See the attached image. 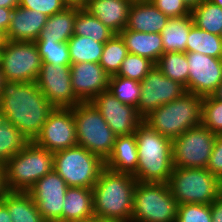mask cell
<instances>
[{"label":"cell","instance_id":"cell-1","mask_svg":"<svg viewBox=\"0 0 222 222\" xmlns=\"http://www.w3.org/2000/svg\"><path fill=\"white\" fill-rule=\"evenodd\" d=\"M53 109L36 82L4 81L0 117L14 125L28 141H34L40 134Z\"/></svg>","mask_w":222,"mask_h":222},{"label":"cell","instance_id":"cell-2","mask_svg":"<svg viewBox=\"0 0 222 222\" xmlns=\"http://www.w3.org/2000/svg\"><path fill=\"white\" fill-rule=\"evenodd\" d=\"M136 184L132 174L104 168L92 188L95 218L103 222H131Z\"/></svg>","mask_w":222,"mask_h":222},{"label":"cell","instance_id":"cell-3","mask_svg":"<svg viewBox=\"0 0 222 222\" xmlns=\"http://www.w3.org/2000/svg\"><path fill=\"white\" fill-rule=\"evenodd\" d=\"M138 163L137 182L167 183L174 168L172 140L142 122L135 131Z\"/></svg>","mask_w":222,"mask_h":222},{"label":"cell","instance_id":"cell-4","mask_svg":"<svg viewBox=\"0 0 222 222\" xmlns=\"http://www.w3.org/2000/svg\"><path fill=\"white\" fill-rule=\"evenodd\" d=\"M54 169L53 153L29 141L25 147L4 164L6 191L28 192Z\"/></svg>","mask_w":222,"mask_h":222},{"label":"cell","instance_id":"cell-5","mask_svg":"<svg viewBox=\"0 0 222 222\" xmlns=\"http://www.w3.org/2000/svg\"><path fill=\"white\" fill-rule=\"evenodd\" d=\"M202 100V96L185 92L181 97L151 111L143 122L173 140L186 130L201 125Z\"/></svg>","mask_w":222,"mask_h":222},{"label":"cell","instance_id":"cell-6","mask_svg":"<svg viewBox=\"0 0 222 222\" xmlns=\"http://www.w3.org/2000/svg\"><path fill=\"white\" fill-rule=\"evenodd\" d=\"M167 184L179 205H210L222 194V181L206 168L174 167Z\"/></svg>","mask_w":222,"mask_h":222},{"label":"cell","instance_id":"cell-7","mask_svg":"<svg viewBox=\"0 0 222 222\" xmlns=\"http://www.w3.org/2000/svg\"><path fill=\"white\" fill-rule=\"evenodd\" d=\"M72 111L77 145L83 146L105 162L113 151L116 135L91 102H80Z\"/></svg>","mask_w":222,"mask_h":222},{"label":"cell","instance_id":"cell-8","mask_svg":"<svg viewBox=\"0 0 222 222\" xmlns=\"http://www.w3.org/2000/svg\"><path fill=\"white\" fill-rule=\"evenodd\" d=\"M178 205L167 183L137 182L131 222H173Z\"/></svg>","mask_w":222,"mask_h":222},{"label":"cell","instance_id":"cell-9","mask_svg":"<svg viewBox=\"0 0 222 222\" xmlns=\"http://www.w3.org/2000/svg\"><path fill=\"white\" fill-rule=\"evenodd\" d=\"M54 170L66 182L68 187L92 189L105 162L96 154L76 145L53 153Z\"/></svg>","mask_w":222,"mask_h":222},{"label":"cell","instance_id":"cell-10","mask_svg":"<svg viewBox=\"0 0 222 222\" xmlns=\"http://www.w3.org/2000/svg\"><path fill=\"white\" fill-rule=\"evenodd\" d=\"M41 66L35 42L5 40L0 48V68L5 81L36 82Z\"/></svg>","mask_w":222,"mask_h":222},{"label":"cell","instance_id":"cell-11","mask_svg":"<svg viewBox=\"0 0 222 222\" xmlns=\"http://www.w3.org/2000/svg\"><path fill=\"white\" fill-rule=\"evenodd\" d=\"M216 134L202 124L190 128L172 140L174 167L206 168Z\"/></svg>","mask_w":222,"mask_h":222},{"label":"cell","instance_id":"cell-12","mask_svg":"<svg viewBox=\"0 0 222 222\" xmlns=\"http://www.w3.org/2000/svg\"><path fill=\"white\" fill-rule=\"evenodd\" d=\"M140 87V99L136 109L142 118L187 92L185 86L166 77L156 65L140 82Z\"/></svg>","mask_w":222,"mask_h":222},{"label":"cell","instance_id":"cell-13","mask_svg":"<svg viewBox=\"0 0 222 222\" xmlns=\"http://www.w3.org/2000/svg\"><path fill=\"white\" fill-rule=\"evenodd\" d=\"M34 142L52 153L77 145L72 108H54Z\"/></svg>","mask_w":222,"mask_h":222},{"label":"cell","instance_id":"cell-14","mask_svg":"<svg viewBox=\"0 0 222 222\" xmlns=\"http://www.w3.org/2000/svg\"><path fill=\"white\" fill-rule=\"evenodd\" d=\"M36 84L54 108H73L80 103L73 93L70 66L42 63Z\"/></svg>","mask_w":222,"mask_h":222},{"label":"cell","instance_id":"cell-15","mask_svg":"<svg viewBox=\"0 0 222 222\" xmlns=\"http://www.w3.org/2000/svg\"><path fill=\"white\" fill-rule=\"evenodd\" d=\"M67 188L66 182L53 169L27 192L33 198L45 222H62V209Z\"/></svg>","mask_w":222,"mask_h":222},{"label":"cell","instance_id":"cell-16","mask_svg":"<svg viewBox=\"0 0 222 222\" xmlns=\"http://www.w3.org/2000/svg\"><path fill=\"white\" fill-rule=\"evenodd\" d=\"M189 74L188 92L197 96H211L222 82V58L198 52H186Z\"/></svg>","mask_w":222,"mask_h":222},{"label":"cell","instance_id":"cell-17","mask_svg":"<svg viewBox=\"0 0 222 222\" xmlns=\"http://www.w3.org/2000/svg\"><path fill=\"white\" fill-rule=\"evenodd\" d=\"M90 102L98 109L116 136L135 133L143 122L136 107L123 104L109 90L101 92Z\"/></svg>","mask_w":222,"mask_h":222},{"label":"cell","instance_id":"cell-18","mask_svg":"<svg viewBox=\"0 0 222 222\" xmlns=\"http://www.w3.org/2000/svg\"><path fill=\"white\" fill-rule=\"evenodd\" d=\"M73 93L80 102H90L107 91L110 75L99 63L81 62L70 65Z\"/></svg>","mask_w":222,"mask_h":222},{"label":"cell","instance_id":"cell-19","mask_svg":"<svg viewBox=\"0 0 222 222\" xmlns=\"http://www.w3.org/2000/svg\"><path fill=\"white\" fill-rule=\"evenodd\" d=\"M48 16L21 6L13 9L5 40L35 42L47 21Z\"/></svg>","mask_w":222,"mask_h":222},{"label":"cell","instance_id":"cell-20","mask_svg":"<svg viewBox=\"0 0 222 222\" xmlns=\"http://www.w3.org/2000/svg\"><path fill=\"white\" fill-rule=\"evenodd\" d=\"M169 18L150 0H134L128 13L125 29L144 33H160Z\"/></svg>","mask_w":222,"mask_h":222},{"label":"cell","instance_id":"cell-21","mask_svg":"<svg viewBox=\"0 0 222 222\" xmlns=\"http://www.w3.org/2000/svg\"><path fill=\"white\" fill-rule=\"evenodd\" d=\"M132 2L133 0H88L83 8L115 34H119L127 25Z\"/></svg>","mask_w":222,"mask_h":222},{"label":"cell","instance_id":"cell-22","mask_svg":"<svg viewBox=\"0 0 222 222\" xmlns=\"http://www.w3.org/2000/svg\"><path fill=\"white\" fill-rule=\"evenodd\" d=\"M138 148L135 134L116 136L111 155L105 168L117 173L134 174L137 170Z\"/></svg>","mask_w":222,"mask_h":222},{"label":"cell","instance_id":"cell-23","mask_svg":"<svg viewBox=\"0 0 222 222\" xmlns=\"http://www.w3.org/2000/svg\"><path fill=\"white\" fill-rule=\"evenodd\" d=\"M95 217L93 190L84 187H68L62 209V222L85 221Z\"/></svg>","mask_w":222,"mask_h":222},{"label":"cell","instance_id":"cell-24","mask_svg":"<svg viewBox=\"0 0 222 222\" xmlns=\"http://www.w3.org/2000/svg\"><path fill=\"white\" fill-rule=\"evenodd\" d=\"M119 34L125 42L128 53L146 57L155 64L164 53L160 33H144L124 29Z\"/></svg>","mask_w":222,"mask_h":222},{"label":"cell","instance_id":"cell-25","mask_svg":"<svg viewBox=\"0 0 222 222\" xmlns=\"http://www.w3.org/2000/svg\"><path fill=\"white\" fill-rule=\"evenodd\" d=\"M76 14L77 6H68L48 17L37 40L67 42L74 35Z\"/></svg>","mask_w":222,"mask_h":222},{"label":"cell","instance_id":"cell-26","mask_svg":"<svg viewBox=\"0 0 222 222\" xmlns=\"http://www.w3.org/2000/svg\"><path fill=\"white\" fill-rule=\"evenodd\" d=\"M0 201L8 208L12 222H45L27 192L6 191Z\"/></svg>","mask_w":222,"mask_h":222},{"label":"cell","instance_id":"cell-27","mask_svg":"<svg viewBox=\"0 0 222 222\" xmlns=\"http://www.w3.org/2000/svg\"><path fill=\"white\" fill-rule=\"evenodd\" d=\"M193 25L191 15L169 18L167 25L160 32L164 53L186 52L187 37Z\"/></svg>","mask_w":222,"mask_h":222},{"label":"cell","instance_id":"cell-28","mask_svg":"<svg viewBox=\"0 0 222 222\" xmlns=\"http://www.w3.org/2000/svg\"><path fill=\"white\" fill-rule=\"evenodd\" d=\"M115 33L106 27L97 17L83 7L77 6L74 35L90 37L97 42L105 43Z\"/></svg>","mask_w":222,"mask_h":222},{"label":"cell","instance_id":"cell-29","mask_svg":"<svg viewBox=\"0 0 222 222\" xmlns=\"http://www.w3.org/2000/svg\"><path fill=\"white\" fill-rule=\"evenodd\" d=\"M186 52H198L214 58H222V37L193 25L187 37Z\"/></svg>","mask_w":222,"mask_h":222},{"label":"cell","instance_id":"cell-30","mask_svg":"<svg viewBox=\"0 0 222 222\" xmlns=\"http://www.w3.org/2000/svg\"><path fill=\"white\" fill-rule=\"evenodd\" d=\"M71 64L81 62L99 63L105 43L92 40L90 37L73 35L67 41Z\"/></svg>","mask_w":222,"mask_h":222},{"label":"cell","instance_id":"cell-31","mask_svg":"<svg viewBox=\"0 0 222 222\" xmlns=\"http://www.w3.org/2000/svg\"><path fill=\"white\" fill-rule=\"evenodd\" d=\"M191 16L197 28L214 35H221L222 7L219 5L204 0L196 8L191 10Z\"/></svg>","mask_w":222,"mask_h":222},{"label":"cell","instance_id":"cell-32","mask_svg":"<svg viewBox=\"0 0 222 222\" xmlns=\"http://www.w3.org/2000/svg\"><path fill=\"white\" fill-rule=\"evenodd\" d=\"M155 65L166 77L185 86L188 92L189 67L186 52L163 53Z\"/></svg>","mask_w":222,"mask_h":222},{"label":"cell","instance_id":"cell-33","mask_svg":"<svg viewBox=\"0 0 222 222\" xmlns=\"http://www.w3.org/2000/svg\"><path fill=\"white\" fill-rule=\"evenodd\" d=\"M29 141L9 121L0 117V164L4 165Z\"/></svg>","mask_w":222,"mask_h":222},{"label":"cell","instance_id":"cell-34","mask_svg":"<svg viewBox=\"0 0 222 222\" xmlns=\"http://www.w3.org/2000/svg\"><path fill=\"white\" fill-rule=\"evenodd\" d=\"M127 54L128 50L123 38L120 34H114L105 42L99 64L110 76L116 75Z\"/></svg>","mask_w":222,"mask_h":222},{"label":"cell","instance_id":"cell-35","mask_svg":"<svg viewBox=\"0 0 222 222\" xmlns=\"http://www.w3.org/2000/svg\"><path fill=\"white\" fill-rule=\"evenodd\" d=\"M108 90L123 104L137 107L141 93L139 81L113 75Z\"/></svg>","mask_w":222,"mask_h":222},{"label":"cell","instance_id":"cell-36","mask_svg":"<svg viewBox=\"0 0 222 222\" xmlns=\"http://www.w3.org/2000/svg\"><path fill=\"white\" fill-rule=\"evenodd\" d=\"M38 52L42 63H51L53 65H71L69 47L67 42H52L48 40H36Z\"/></svg>","mask_w":222,"mask_h":222},{"label":"cell","instance_id":"cell-37","mask_svg":"<svg viewBox=\"0 0 222 222\" xmlns=\"http://www.w3.org/2000/svg\"><path fill=\"white\" fill-rule=\"evenodd\" d=\"M155 63L146 57L128 53L116 76L141 82Z\"/></svg>","mask_w":222,"mask_h":222},{"label":"cell","instance_id":"cell-38","mask_svg":"<svg viewBox=\"0 0 222 222\" xmlns=\"http://www.w3.org/2000/svg\"><path fill=\"white\" fill-rule=\"evenodd\" d=\"M201 124L215 134H222V100L213 95L203 97Z\"/></svg>","mask_w":222,"mask_h":222},{"label":"cell","instance_id":"cell-39","mask_svg":"<svg viewBox=\"0 0 222 222\" xmlns=\"http://www.w3.org/2000/svg\"><path fill=\"white\" fill-rule=\"evenodd\" d=\"M173 222H212L210 205H178L177 217L173 220Z\"/></svg>","mask_w":222,"mask_h":222},{"label":"cell","instance_id":"cell-40","mask_svg":"<svg viewBox=\"0 0 222 222\" xmlns=\"http://www.w3.org/2000/svg\"><path fill=\"white\" fill-rule=\"evenodd\" d=\"M19 6L39 11L48 17L62 12L68 7L63 0H19Z\"/></svg>","mask_w":222,"mask_h":222},{"label":"cell","instance_id":"cell-41","mask_svg":"<svg viewBox=\"0 0 222 222\" xmlns=\"http://www.w3.org/2000/svg\"><path fill=\"white\" fill-rule=\"evenodd\" d=\"M168 18L191 15V10L182 0H150Z\"/></svg>","mask_w":222,"mask_h":222},{"label":"cell","instance_id":"cell-42","mask_svg":"<svg viewBox=\"0 0 222 222\" xmlns=\"http://www.w3.org/2000/svg\"><path fill=\"white\" fill-rule=\"evenodd\" d=\"M206 169L222 181V134H216L212 154Z\"/></svg>","mask_w":222,"mask_h":222},{"label":"cell","instance_id":"cell-43","mask_svg":"<svg viewBox=\"0 0 222 222\" xmlns=\"http://www.w3.org/2000/svg\"><path fill=\"white\" fill-rule=\"evenodd\" d=\"M14 8L0 7V33L5 37Z\"/></svg>","mask_w":222,"mask_h":222},{"label":"cell","instance_id":"cell-44","mask_svg":"<svg viewBox=\"0 0 222 222\" xmlns=\"http://www.w3.org/2000/svg\"><path fill=\"white\" fill-rule=\"evenodd\" d=\"M210 208L212 222H222V194L210 204Z\"/></svg>","mask_w":222,"mask_h":222},{"label":"cell","instance_id":"cell-45","mask_svg":"<svg viewBox=\"0 0 222 222\" xmlns=\"http://www.w3.org/2000/svg\"><path fill=\"white\" fill-rule=\"evenodd\" d=\"M8 208L0 201V222H12Z\"/></svg>","mask_w":222,"mask_h":222},{"label":"cell","instance_id":"cell-46","mask_svg":"<svg viewBox=\"0 0 222 222\" xmlns=\"http://www.w3.org/2000/svg\"><path fill=\"white\" fill-rule=\"evenodd\" d=\"M6 192L4 184V165L0 164V200Z\"/></svg>","mask_w":222,"mask_h":222},{"label":"cell","instance_id":"cell-47","mask_svg":"<svg viewBox=\"0 0 222 222\" xmlns=\"http://www.w3.org/2000/svg\"><path fill=\"white\" fill-rule=\"evenodd\" d=\"M19 5V0H0V7L15 8Z\"/></svg>","mask_w":222,"mask_h":222},{"label":"cell","instance_id":"cell-48","mask_svg":"<svg viewBox=\"0 0 222 222\" xmlns=\"http://www.w3.org/2000/svg\"><path fill=\"white\" fill-rule=\"evenodd\" d=\"M68 6L84 7L88 0H63Z\"/></svg>","mask_w":222,"mask_h":222},{"label":"cell","instance_id":"cell-49","mask_svg":"<svg viewBox=\"0 0 222 222\" xmlns=\"http://www.w3.org/2000/svg\"><path fill=\"white\" fill-rule=\"evenodd\" d=\"M186 6L190 9L193 10L196 8L202 1L204 0H182Z\"/></svg>","mask_w":222,"mask_h":222},{"label":"cell","instance_id":"cell-50","mask_svg":"<svg viewBox=\"0 0 222 222\" xmlns=\"http://www.w3.org/2000/svg\"><path fill=\"white\" fill-rule=\"evenodd\" d=\"M213 96L217 99L222 100V82L221 84L218 86L216 92L213 94Z\"/></svg>","mask_w":222,"mask_h":222},{"label":"cell","instance_id":"cell-51","mask_svg":"<svg viewBox=\"0 0 222 222\" xmlns=\"http://www.w3.org/2000/svg\"><path fill=\"white\" fill-rule=\"evenodd\" d=\"M4 81L5 80L3 78L2 69L0 68V94H1V91H2V87H3Z\"/></svg>","mask_w":222,"mask_h":222},{"label":"cell","instance_id":"cell-52","mask_svg":"<svg viewBox=\"0 0 222 222\" xmlns=\"http://www.w3.org/2000/svg\"><path fill=\"white\" fill-rule=\"evenodd\" d=\"M78 222H103L101 220H99L98 218H92V219H89V220H85V221H78Z\"/></svg>","mask_w":222,"mask_h":222},{"label":"cell","instance_id":"cell-53","mask_svg":"<svg viewBox=\"0 0 222 222\" xmlns=\"http://www.w3.org/2000/svg\"><path fill=\"white\" fill-rule=\"evenodd\" d=\"M210 2H213L216 5H219L220 7H222V0H208Z\"/></svg>","mask_w":222,"mask_h":222},{"label":"cell","instance_id":"cell-54","mask_svg":"<svg viewBox=\"0 0 222 222\" xmlns=\"http://www.w3.org/2000/svg\"><path fill=\"white\" fill-rule=\"evenodd\" d=\"M5 39H0V48L3 46Z\"/></svg>","mask_w":222,"mask_h":222},{"label":"cell","instance_id":"cell-55","mask_svg":"<svg viewBox=\"0 0 222 222\" xmlns=\"http://www.w3.org/2000/svg\"><path fill=\"white\" fill-rule=\"evenodd\" d=\"M0 39H5V37L0 33Z\"/></svg>","mask_w":222,"mask_h":222}]
</instances>
